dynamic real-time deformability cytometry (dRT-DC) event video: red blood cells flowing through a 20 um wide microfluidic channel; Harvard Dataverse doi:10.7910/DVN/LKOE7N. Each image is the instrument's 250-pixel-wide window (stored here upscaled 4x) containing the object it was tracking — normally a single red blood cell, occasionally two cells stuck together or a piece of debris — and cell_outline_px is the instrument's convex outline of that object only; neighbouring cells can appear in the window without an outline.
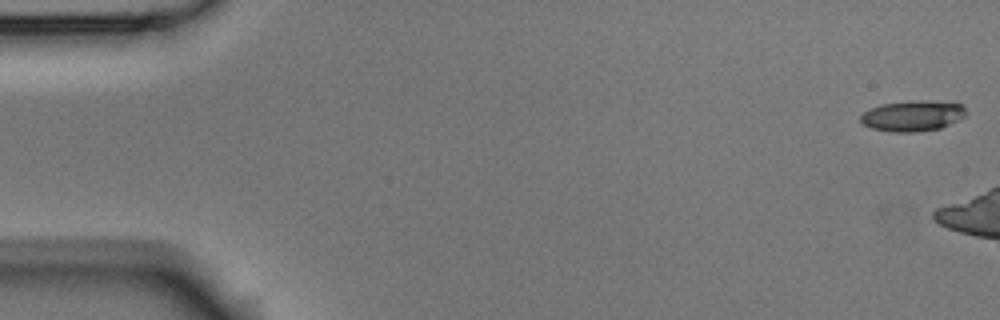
{"species": "Egyptian fruit bat (a non-hibernating species)", "species_latin": "Rousettus aegyptiacus", "temperature_condition": "room temperature", "stored_images_in_passage": 7, "camera_frame_rate_fps": 3000, "um_per_image_px": 0.085, "animal": {"sex": "male"}, "frame": {"image": 1, "passage_image": 1, "time_ms": 0.0, "image_size_px": [1000, 320], "cell_outline_px": [[964, 116], [960, 120], [940, 128], [916, 132], [892, 132], [872, 128], [864, 124], [860, 120], [860, 116], [864, 112], [880, 104], [920, 100], [960, 104], [964, 108]], "centroid_in_image_um": [77.55, 9.86], "position_along_channel_um": 7.4, "area_um2": 18.55}}